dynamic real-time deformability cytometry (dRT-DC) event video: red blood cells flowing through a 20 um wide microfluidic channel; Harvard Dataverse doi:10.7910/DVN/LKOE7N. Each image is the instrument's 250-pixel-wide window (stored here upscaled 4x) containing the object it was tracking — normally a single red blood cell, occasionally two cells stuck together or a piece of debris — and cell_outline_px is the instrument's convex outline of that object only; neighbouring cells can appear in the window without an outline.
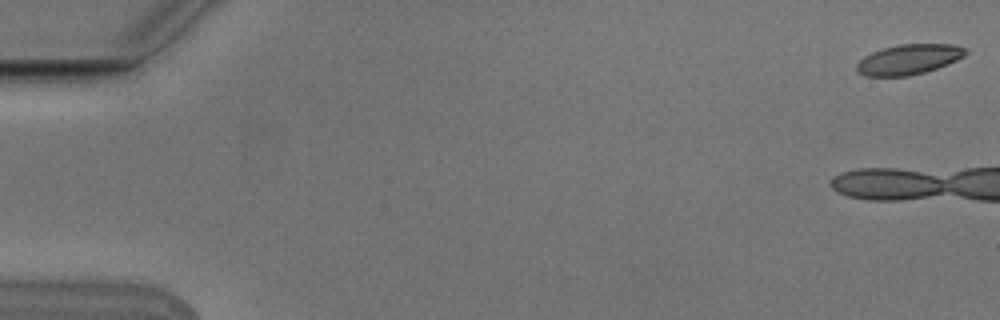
{"species": "Egyptian fruit bat (a non-hibernating species)", "species_latin": "Rousettus aegyptiacus", "temperature_condition": "cold", "stored_images_in_passage": 4, "camera_frame_rate_fps": 3000, "um_per_image_px": 0.085, "animal": {"sex": "male"}, "frame": {"image": 1, "passage_image": 1, "time_ms": 0.0, "image_size_px": [1000, 320], "cell_outline_px": [[968, 52], [964, 56], [948, 64], [924, 72], [908, 76], [864, 76], [856, 68], [856, 64], [864, 56], [872, 52], [884, 48], [900, 44], [952, 44], [968, 48]], "centroid_in_image_um": [77.27, 5.04], "position_along_channel_um": 7.7, "area_um2": 19.07}}